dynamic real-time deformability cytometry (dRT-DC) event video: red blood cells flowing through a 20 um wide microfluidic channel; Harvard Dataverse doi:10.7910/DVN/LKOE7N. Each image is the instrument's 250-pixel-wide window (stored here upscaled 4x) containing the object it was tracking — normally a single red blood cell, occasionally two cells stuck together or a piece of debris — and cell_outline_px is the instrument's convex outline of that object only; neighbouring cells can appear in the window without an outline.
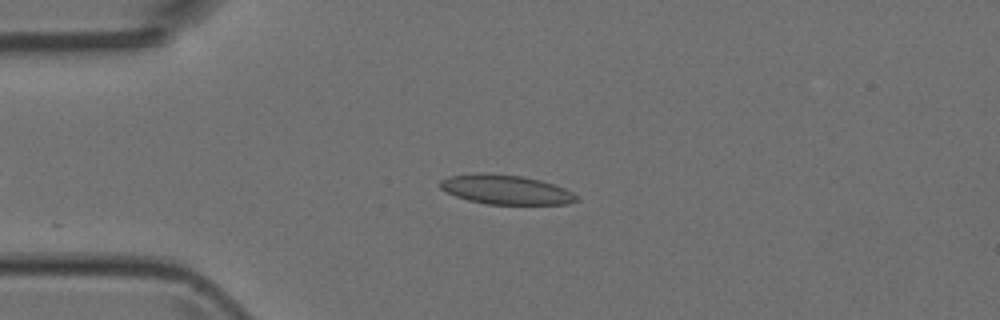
{"species": "Egyptian fruit bat (a non-hibernating species)", "species_latin": "Rousettus aegyptiacus", "temperature_condition": "room temperature", "stored_images_in_passage": 4, "camera_frame_rate_fps": 3000, "um_per_image_px": 0.085, "animal": {"sex": "female"}, "frame": {"image": 1, "passage_image": 3, "time_ms": 3.333, "image_size_px": [1000, 320], "cell_outline_px": [[580, 200], [568, 204], [484, 204], [468, 200], [456, 196], [440, 188], [440, 180], [448, 176], [476, 172], [488, 172], [524, 176], [540, 180], [564, 188], [580, 196]], "centroid_in_image_um": [43.0, 16.1], "position_along_channel_um": 42.0, "area_um2": 23.7}}
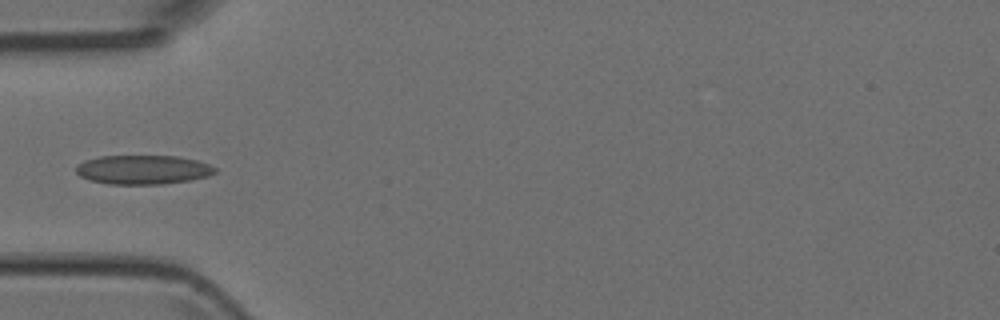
{"frame": {"image": 2, "passage_image": 4, "time_ms": 4.667, "image_size_px": [1000, 320], "cell_outline_px": [[216, 172], [208, 176], [192, 180], [160, 184], [108, 184], [92, 180], [80, 176], [76, 172], [76, 164], [84, 160], [100, 156], [180, 156], [196, 160], [208, 164], [216, 168]], "centroid_in_image_um": [12.15, 14.42], "position_along_channel_um": 72.8, "area_um2": 23.64}}